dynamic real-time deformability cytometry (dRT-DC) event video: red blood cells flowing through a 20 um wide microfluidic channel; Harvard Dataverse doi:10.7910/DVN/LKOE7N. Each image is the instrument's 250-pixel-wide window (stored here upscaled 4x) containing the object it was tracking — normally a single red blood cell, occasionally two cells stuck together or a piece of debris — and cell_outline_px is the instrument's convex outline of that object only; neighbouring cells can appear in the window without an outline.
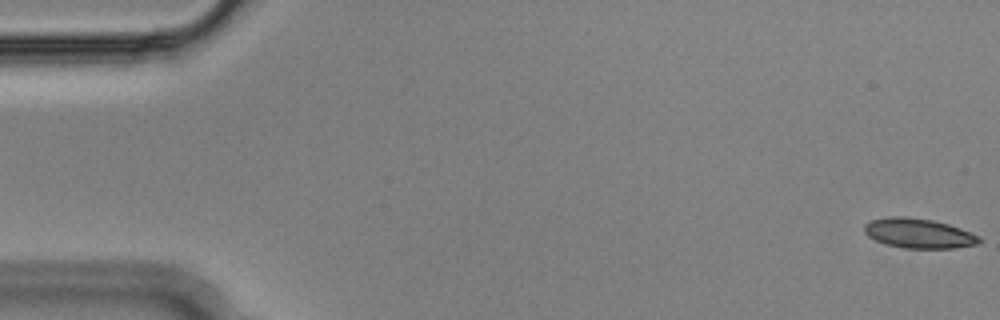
{"species": "Egyptian fruit bat (a non-hibernating species)", "species_latin": "Rousettus aegyptiacus", "temperature_condition": "cold", "stored_images_in_passage": 55, "camera_frame_rate_fps": 3000, "um_per_image_px": 0.085, "animal": {"sex": "male"}, "frame": {"image": 1, "passage_image": 1, "time_ms": 0.0, "image_size_px": [1000, 320], "cell_outline_px": [[980, 240], [976, 244], [956, 248], [904, 248], [888, 244], [876, 240], [868, 236], [864, 232], [864, 224], [872, 220], [888, 216], [904, 216], [932, 220], [948, 224], [960, 228], [980, 236]], "centroid_in_image_um": [78.07, 19.82], "position_along_channel_um": 6.9, "area_um2": 19.77}}
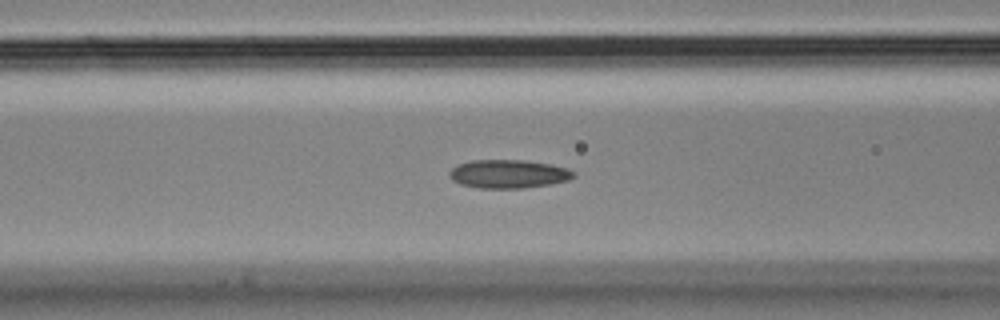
{"frame": {"image": 2, "passage_image": 22, "time_ms": 7.0, "image_size_px": [1000, 320], "cell_outline_px": [[576, 176], [568, 180], [552, 184], [524, 188], [480, 188], [460, 184], [452, 180], [448, 176], [448, 172], [456, 164], [472, 160], [524, 160], [548, 164], [568, 168], [576, 172]], "centroid_in_image_um": [43.21, 14.78], "position_along_channel_um": 123.4, "area_um2": 20.81}}
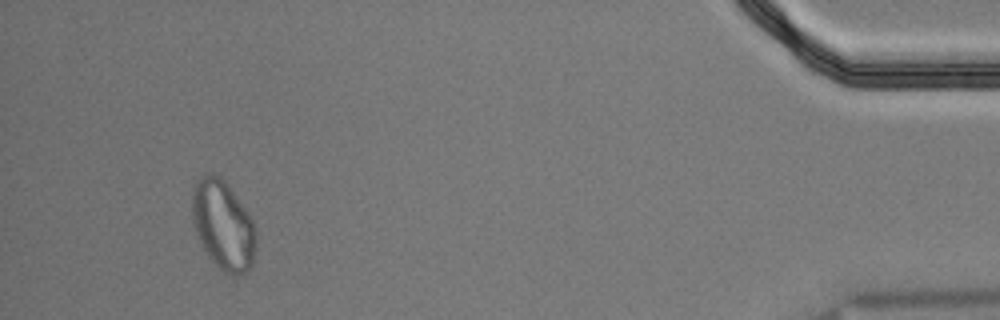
{"frame": {"image": 3, "passage_image": 52, "time_ms": 17.0, "image_size_px": [1000, 320], "cell_outline_px": [[256, 244], [252, 264], [244, 276], [228, 276], [208, 256], [200, 244], [192, 220], [192, 188], [200, 176], [208, 172], [220, 176], [224, 180], [252, 220], [256, 228]], "centroid_in_image_um": [18.95, 19.17], "position_along_channel_um": 416.2, "area_um2": 33.41}, "authors_computed_cell_mechanics": {"area_um2": 20.1722, "velocity_mm_per_s": 3.6223, "shape_relaxation_time_tau1_ms": 6.9914, "shape_relaxation_time_tau2_ms": 4.4261, "deformation_change_tau1": 0.1677, "deformation_change_tau2": 0.1169}}